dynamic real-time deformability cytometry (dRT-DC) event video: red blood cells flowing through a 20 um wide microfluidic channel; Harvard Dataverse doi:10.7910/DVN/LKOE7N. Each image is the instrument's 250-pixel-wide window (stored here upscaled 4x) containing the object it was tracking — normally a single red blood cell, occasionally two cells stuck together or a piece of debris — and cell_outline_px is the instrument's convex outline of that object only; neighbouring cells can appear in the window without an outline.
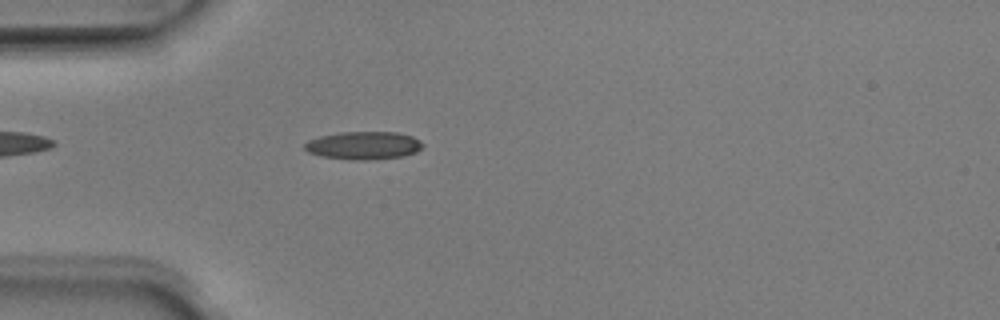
{"species": "Egyptian fruit bat (a non-hibernating species)", "species_latin": "Rousettus aegyptiacus", "temperature_condition": "room temperature", "stored_images_in_passage": 50, "camera_frame_rate_fps": 3000, "um_per_image_px": 0.085, "animal": {"sex": "male"}, "frame": {"image": 1, "passage_image": 14, "time_ms": 4.333, "image_size_px": [1000, 320], "cell_outline_px": [[424, 144], [416, 152], [404, 156], [364, 160], [352, 160], [320, 156], [308, 152], [304, 148], [304, 144], [308, 140], [320, 136], [340, 132], [396, 132], [412, 136], [420, 140]], "centroid_in_image_um": [30.89, 12.36], "position_along_channel_um": 54.1, "area_um2": 19.25}}
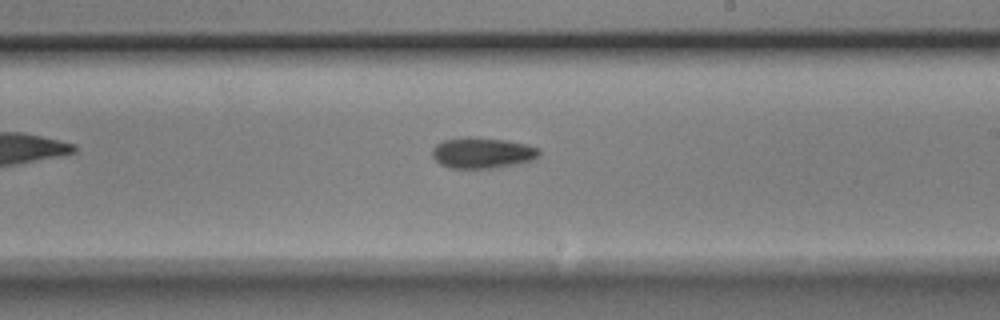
{"frame": {"image": 2, "passage_image": 29, "time_ms": 9.333, "image_size_px": [1000, 320], "cell_outline_px": [[540, 156], [532, 160], [516, 164], [492, 168], [448, 168], [440, 164], [432, 156], [432, 148], [436, 144], [444, 140], [464, 136], [472, 136], [504, 140], [524, 144], [540, 148]], "centroid_in_image_um": [40.98, 12.99], "position_along_channel_um": 248.0, "area_um2": 19.36}}
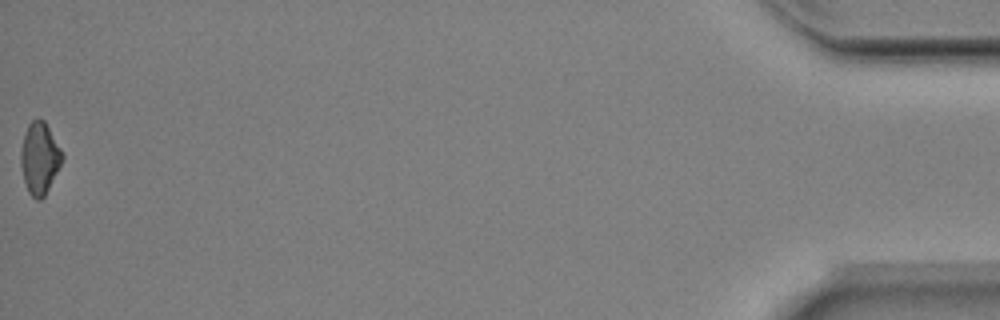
{"frame": {"image": 3, "passage_image": 50, "time_ms": 16.333, "image_size_px": [1000, 320], "cell_outline_px": [[64, 156], [44, 196], [40, 200], [36, 200], [28, 192], [24, 180], [20, 164], [20, 152], [24, 136], [28, 124], [32, 120], [44, 120], [60, 148]], "centroid_in_image_um": [3.34, 13.45], "position_along_channel_um": 431.9, "area_um2": 16.88}, "authors_computed_cell_mechanics": {"area_um2": 17.8602, "velocity_mm_per_s": 4.0379, "shape_relaxation_time_tau1_ms": 2.3041, "shape_relaxation_time_tau2_ms": 10.8786, "deformation_change_tau1": 0.103, "deformation_change_tau2": 0.1994}}